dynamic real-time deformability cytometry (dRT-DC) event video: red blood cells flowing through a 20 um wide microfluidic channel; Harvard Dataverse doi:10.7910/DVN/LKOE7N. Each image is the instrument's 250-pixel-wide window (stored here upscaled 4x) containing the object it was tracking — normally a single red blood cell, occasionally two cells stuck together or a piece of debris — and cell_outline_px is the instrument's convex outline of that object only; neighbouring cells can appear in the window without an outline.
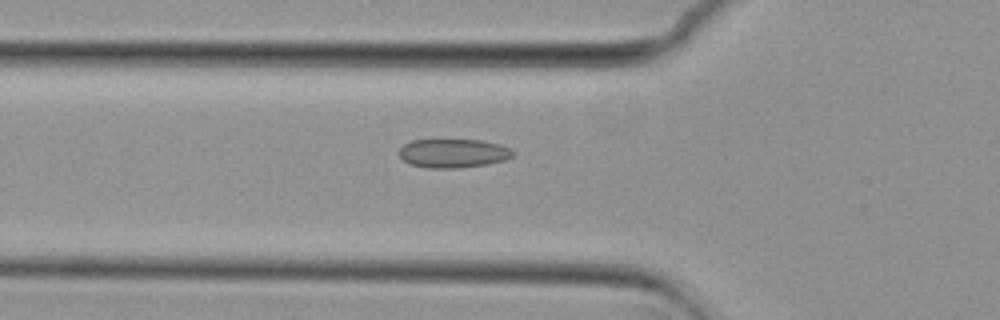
{"species": "common noctule bat (a hibernating species)", "species_latin": "Nyctalus noctula", "temperature_condition": "cold", "stored_images_in_passage": 51, "camera_frame_rate_fps": 3000, "um_per_image_px": 0.085, "animal": {"sex": "female", "body_mass_g": 29.2, "forearm_length_mm": 56.3}, "frame": {"image": 1, "passage_image": 15, "time_ms": 4.667, "image_size_px": [1000, 320], "cell_outline_px": [[512, 156], [504, 160], [488, 164], [460, 168], [428, 168], [408, 164], [396, 152], [404, 144], [412, 140], [480, 140], [500, 144], [508, 148], [512, 152]], "centroid_in_image_um": [38.47, 13.03], "position_along_channel_um": 87.3, "area_um2": 19.13}}
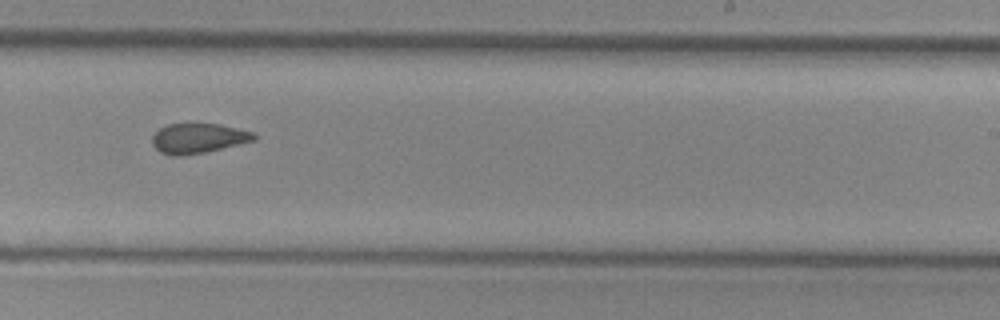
{"frame": {"image": 2, "passage_image": 30, "time_ms": 9.667, "image_size_px": [1000, 320], "cell_outline_px": [[256, 140], [204, 152], [184, 156], [172, 156], [160, 152], [152, 144], [152, 136], [160, 128], [168, 124], [220, 124], [252, 132], [256, 136]], "centroid_in_image_um": [16.82, 11.76], "position_along_channel_um": 272.2, "area_um2": 17.57}}
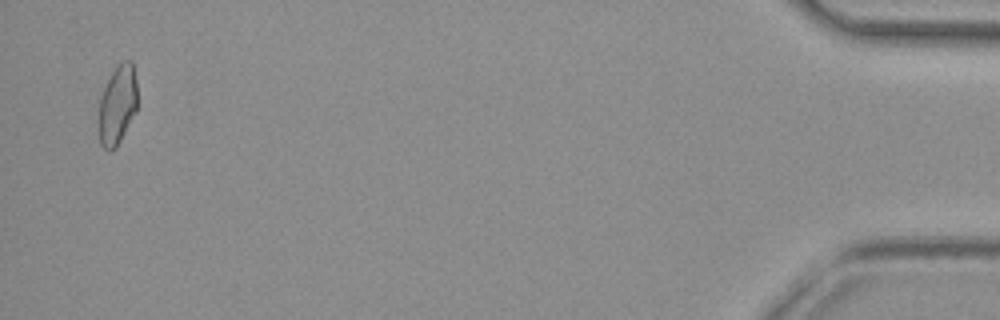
{"frame": {"image": 3, "passage_image": 50, "time_ms": 16.333, "image_size_px": [1000, 320], "cell_outline_px": [[136, 112], [116, 148], [104, 148], [100, 144], [96, 128], [100, 96], [112, 72], [124, 60], [132, 60], [136, 80]], "centroid_in_image_um": [9.94, 8.95], "position_along_channel_um": 425.3, "area_um2": 18.03}, "authors_computed_cell_mechanics": {"area_um2": 18.5538, "velocity_mm_per_s": 3.6927, "shape_relaxation_time_tau1_ms": null, "shape_relaxation_time_tau2_ms": 3.0043, "deformation_change_tau1": null, "deformation_change_tau2": 0.0764}}